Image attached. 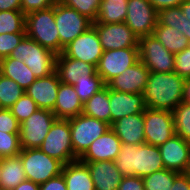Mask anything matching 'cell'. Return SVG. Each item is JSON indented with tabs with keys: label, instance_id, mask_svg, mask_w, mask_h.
<instances>
[{
	"label": "cell",
	"instance_id": "obj_1",
	"mask_svg": "<svg viewBox=\"0 0 190 190\" xmlns=\"http://www.w3.org/2000/svg\"><path fill=\"white\" fill-rule=\"evenodd\" d=\"M184 82L175 72H150L143 92L146 108L172 112L183 102Z\"/></svg>",
	"mask_w": 190,
	"mask_h": 190
},
{
	"label": "cell",
	"instance_id": "obj_53",
	"mask_svg": "<svg viewBox=\"0 0 190 190\" xmlns=\"http://www.w3.org/2000/svg\"><path fill=\"white\" fill-rule=\"evenodd\" d=\"M187 174H190V158H189V165H188V170L186 172Z\"/></svg>",
	"mask_w": 190,
	"mask_h": 190
},
{
	"label": "cell",
	"instance_id": "obj_13",
	"mask_svg": "<svg viewBox=\"0 0 190 190\" xmlns=\"http://www.w3.org/2000/svg\"><path fill=\"white\" fill-rule=\"evenodd\" d=\"M139 60L138 47H129L103 52L97 65V73L107 85L113 78L122 74Z\"/></svg>",
	"mask_w": 190,
	"mask_h": 190
},
{
	"label": "cell",
	"instance_id": "obj_44",
	"mask_svg": "<svg viewBox=\"0 0 190 190\" xmlns=\"http://www.w3.org/2000/svg\"><path fill=\"white\" fill-rule=\"evenodd\" d=\"M118 190H145L143 179L137 176H123Z\"/></svg>",
	"mask_w": 190,
	"mask_h": 190
},
{
	"label": "cell",
	"instance_id": "obj_19",
	"mask_svg": "<svg viewBox=\"0 0 190 190\" xmlns=\"http://www.w3.org/2000/svg\"><path fill=\"white\" fill-rule=\"evenodd\" d=\"M111 125L113 122L128 115L144 113L146 109L142 93H127L109 88Z\"/></svg>",
	"mask_w": 190,
	"mask_h": 190
},
{
	"label": "cell",
	"instance_id": "obj_36",
	"mask_svg": "<svg viewBox=\"0 0 190 190\" xmlns=\"http://www.w3.org/2000/svg\"><path fill=\"white\" fill-rule=\"evenodd\" d=\"M73 86L80 101L84 104L95 93L101 90L105 84L101 76L97 73L95 76H87V78L78 79Z\"/></svg>",
	"mask_w": 190,
	"mask_h": 190
},
{
	"label": "cell",
	"instance_id": "obj_42",
	"mask_svg": "<svg viewBox=\"0 0 190 190\" xmlns=\"http://www.w3.org/2000/svg\"><path fill=\"white\" fill-rule=\"evenodd\" d=\"M0 130L6 133H19L20 123L10 109L0 108Z\"/></svg>",
	"mask_w": 190,
	"mask_h": 190
},
{
	"label": "cell",
	"instance_id": "obj_14",
	"mask_svg": "<svg viewBox=\"0 0 190 190\" xmlns=\"http://www.w3.org/2000/svg\"><path fill=\"white\" fill-rule=\"evenodd\" d=\"M103 48L96 29L92 26L64 47L66 57L81 60L97 67Z\"/></svg>",
	"mask_w": 190,
	"mask_h": 190
},
{
	"label": "cell",
	"instance_id": "obj_40",
	"mask_svg": "<svg viewBox=\"0 0 190 190\" xmlns=\"http://www.w3.org/2000/svg\"><path fill=\"white\" fill-rule=\"evenodd\" d=\"M26 36V32L0 34V60L8 57Z\"/></svg>",
	"mask_w": 190,
	"mask_h": 190
},
{
	"label": "cell",
	"instance_id": "obj_21",
	"mask_svg": "<svg viewBox=\"0 0 190 190\" xmlns=\"http://www.w3.org/2000/svg\"><path fill=\"white\" fill-rule=\"evenodd\" d=\"M55 72L61 83L74 85L78 79L95 76L97 74V68L92 64L66 57L61 53L56 57Z\"/></svg>",
	"mask_w": 190,
	"mask_h": 190
},
{
	"label": "cell",
	"instance_id": "obj_43",
	"mask_svg": "<svg viewBox=\"0 0 190 190\" xmlns=\"http://www.w3.org/2000/svg\"><path fill=\"white\" fill-rule=\"evenodd\" d=\"M58 0H21V11L26 15L53 6Z\"/></svg>",
	"mask_w": 190,
	"mask_h": 190
},
{
	"label": "cell",
	"instance_id": "obj_18",
	"mask_svg": "<svg viewBox=\"0 0 190 190\" xmlns=\"http://www.w3.org/2000/svg\"><path fill=\"white\" fill-rule=\"evenodd\" d=\"M121 143L115 132L109 128L92 142L79 160L81 162L114 161L120 152Z\"/></svg>",
	"mask_w": 190,
	"mask_h": 190
},
{
	"label": "cell",
	"instance_id": "obj_12",
	"mask_svg": "<svg viewBox=\"0 0 190 190\" xmlns=\"http://www.w3.org/2000/svg\"><path fill=\"white\" fill-rule=\"evenodd\" d=\"M157 10L149 0H128L125 24L138 39L152 35L157 25Z\"/></svg>",
	"mask_w": 190,
	"mask_h": 190
},
{
	"label": "cell",
	"instance_id": "obj_34",
	"mask_svg": "<svg viewBox=\"0 0 190 190\" xmlns=\"http://www.w3.org/2000/svg\"><path fill=\"white\" fill-rule=\"evenodd\" d=\"M26 15L22 11H0V34L26 32Z\"/></svg>",
	"mask_w": 190,
	"mask_h": 190
},
{
	"label": "cell",
	"instance_id": "obj_35",
	"mask_svg": "<svg viewBox=\"0 0 190 190\" xmlns=\"http://www.w3.org/2000/svg\"><path fill=\"white\" fill-rule=\"evenodd\" d=\"M172 113L175 134L190 143V104L181 102Z\"/></svg>",
	"mask_w": 190,
	"mask_h": 190
},
{
	"label": "cell",
	"instance_id": "obj_7",
	"mask_svg": "<svg viewBox=\"0 0 190 190\" xmlns=\"http://www.w3.org/2000/svg\"><path fill=\"white\" fill-rule=\"evenodd\" d=\"M68 120L73 151L78 158L86 152L94 140L110 128V125L104 121L89 117L83 113Z\"/></svg>",
	"mask_w": 190,
	"mask_h": 190
},
{
	"label": "cell",
	"instance_id": "obj_6",
	"mask_svg": "<svg viewBox=\"0 0 190 190\" xmlns=\"http://www.w3.org/2000/svg\"><path fill=\"white\" fill-rule=\"evenodd\" d=\"M39 148L64 165L79 159L73 151L68 119H56Z\"/></svg>",
	"mask_w": 190,
	"mask_h": 190
},
{
	"label": "cell",
	"instance_id": "obj_23",
	"mask_svg": "<svg viewBox=\"0 0 190 190\" xmlns=\"http://www.w3.org/2000/svg\"><path fill=\"white\" fill-rule=\"evenodd\" d=\"M90 171L95 190H118L123 175L113 161L83 162Z\"/></svg>",
	"mask_w": 190,
	"mask_h": 190
},
{
	"label": "cell",
	"instance_id": "obj_49",
	"mask_svg": "<svg viewBox=\"0 0 190 190\" xmlns=\"http://www.w3.org/2000/svg\"><path fill=\"white\" fill-rule=\"evenodd\" d=\"M11 190H39V184L34 183L31 180H24L18 186Z\"/></svg>",
	"mask_w": 190,
	"mask_h": 190
},
{
	"label": "cell",
	"instance_id": "obj_11",
	"mask_svg": "<svg viewBox=\"0 0 190 190\" xmlns=\"http://www.w3.org/2000/svg\"><path fill=\"white\" fill-rule=\"evenodd\" d=\"M145 143L160 146L175 134L173 113L166 110H144Z\"/></svg>",
	"mask_w": 190,
	"mask_h": 190
},
{
	"label": "cell",
	"instance_id": "obj_48",
	"mask_svg": "<svg viewBox=\"0 0 190 190\" xmlns=\"http://www.w3.org/2000/svg\"><path fill=\"white\" fill-rule=\"evenodd\" d=\"M21 11V0H0V11Z\"/></svg>",
	"mask_w": 190,
	"mask_h": 190
},
{
	"label": "cell",
	"instance_id": "obj_52",
	"mask_svg": "<svg viewBox=\"0 0 190 190\" xmlns=\"http://www.w3.org/2000/svg\"><path fill=\"white\" fill-rule=\"evenodd\" d=\"M2 168H3V158L0 157V180H1Z\"/></svg>",
	"mask_w": 190,
	"mask_h": 190
},
{
	"label": "cell",
	"instance_id": "obj_24",
	"mask_svg": "<svg viewBox=\"0 0 190 190\" xmlns=\"http://www.w3.org/2000/svg\"><path fill=\"white\" fill-rule=\"evenodd\" d=\"M52 112L57 119H70L83 112V103L73 85L60 83L56 104Z\"/></svg>",
	"mask_w": 190,
	"mask_h": 190
},
{
	"label": "cell",
	"instance_id": "obj_29",
	"mask_svg": "<svg viewBox=\"0 0 190 190\" xmlns=\"http://www.w3.org/2000/svg\"><path fill=\"white\" fill-rule=\"evenodd\" d=\"M24 180L26 176L20 156L3 158L0 188L11 190Z\"/></svg>",
	"mask_w": 190,
	"mask_h": 190
},
{
	"label": "cell",
	"instance_id": "obj_25",
	"mask_svg": "<svg viewBox=\"0 0 190 190\" xmlns=\"http://www.w3.org/2000/svg\"><path fill=\"white\" fill-rule=\"evenodd\" d=\"M61 174L67 190H95L87 164L79 159L65 164Z\"/></svg>",
	"mask_w": 190,
	"mask_h": 190
},
{
	"label": "cell",
	"instance_id": "obj_41",
	"mask_svg": "<svg viewBox=\"0 0 190 190\" xmlns=\"http://www.w3.org/2000/svg\"><path fill=\"white\" fill-rule=\"evenodd\" d=\"M174 72L184 79L190 78V47L175 54Z\"/></svg>",
	"mask_w": 190,
	"mask_h": 190
},
{
	"label": "cell",
	"instance_id": "obj_8",
	"mask_svg": "<svg viewBox=\"0 0 190 190\" xmlns=\"http://www.w3.org/2000/svg\"><path fill=\"white\" fill-rule=\"evenodd\" d=\"M54 17L60 37V54L64 47L92 27L93 22L74 8L57 1L54 4Z\"/></svg>",
	"mask_w": 190,
	"mask_h": 190
},
{
	"label": "cell",
	"instance_id": "obj_26",
	"mask_svg": "<svg viewBox=\"0 0 190 190\" xmlns=\"http://www.w3.org/2000/svg\"><path fill=\"white\" fill-rule=\"evenodd\" d=\"M0 74L14 80L24 90L37 79L24 61L9 56L0 60Z\"/></svg>",
	"mask_w": 190,
	"mask_h": 190
},
{
	"label": "cell",
	"instance_id": "obj_38",
	"mask_svg": "<svg viewBox=\"0 0 190 190\" xmlns=\"http://www.w3.org/2000/svg\"><path fill=\"white\" fill-rule=\"evenodd\" d=\"M19 133H6L0 130V157H14L21 152Z\"/></svg>",
	"mask_w": 190,
	"mask_h": 190
},
{
	"label": "cell",
	"instance_id": "obj_51",
	"mask_svg": "<svg viewBox=\"0 0 190 190\" xmlns=\"http://www.w3.org/2000/svg\"><path fill=\"white\" fill-rule=\"evenodd\" d=\"M180 8L183 12V15L187 17L188 20H190V0H185L181 5Z\"/></svg>",
	"mask_w": 190,
	"mask_h": 190
},
{
	"label": "cell",
	"instance_id": "obj_45",
	"mask_svg": "<svg viewBox=\"0 0 190 190\" xmlns=\"http://www.w3.org/2000/svg\"><path fill=\"white\" fill-rule=\"evenodd\" d=\"M39 190H67L63 175L49 179L47 182L39 185Z\"/></svg>",
	"mask_w": 190,
	"mask_h": 190
},
{
	"label": "cell",
	"instance_id": "obj_46",
	"mask_svg": "<svg viewBox=\"0 0 190 190\" xmlns=\"http://www.w3.org/2000/svg\"><path fill=\"white\" fill-rule=\"evenodd\" d=\"M171 190H190V174L179 173L174 179Z\"/></svg>",
	"mask_w": 190,
	"mask_h": 190
},
{
	"label": "cell",
	"instance_id": "obj_22",
	"mask_svg": "<svg viewBox=\"0 0 190 190\" xmlns=\"http://www.w3.org/2000/svg\"><path fill=\"white\" fill-rule=\"evenodd\" d=\"M110 128L122 143L140 145L145 143L143 113L128 115L113 122Z\"/></svg>",
	"mask_w": 190,
	"mask_h": 190
},
{
	"label": "cell",
	"instance_id": "obj_15",
	"mask_svg": "<svg viewBox=\"0 0 190 190\" xmlns=\"http://www.w3.org/2000/svg\"><path fill=\"white\" fill-rule=\"evenodd\" d=\"M92 26L98 33L104 51L138 47V37L125 22L111 24L93 22Z\"/></svg>",
	"mask_w": 190,
	"mask_h": 190
},
{
	"label": "cell",
	"instance_id": "obj_20",
	"mask_svg": "<svg viewBox=\"0 0 190 190\" xmlns=\"http://www.w3.org/2000/svg\"><path fill=\"white\" fill-rule=\"evenodd\" d=\"M60 83L57 73L54 72L47 77L37 78L25 93L36 102L38 108L53 111Z\"/></svg>",
	"mask_w": 190,
	"mask_h": 190
},
{
	"label": "cell",
	"instance_id": "obj_9",
	"mask_svg": "<svg viewBox=\"0 0 190 190\" xmlns=\"http://www.w3.org/2000/svg\"><path fill=\"white\" fill-rule=\"evenodd\" d=\"M138 54L150 72H174L175 54L169 52L153 34L139 39Z\"/></svg>",
	"mask_w": 190,
	"mask_h": 190
},
{
	"label": "cell",
	"instance_id": "obj_16",
	"mask_svg": "<svg viewBox=\"0 0 190 190\" xmlns=\"http://www.w3.org/2000/svg\"><path fill=\"white\" fill-rule=\"evenodd\" d=\"M165 169L186 173L190 158V143L174 134L164 144L158 146Z\"/></svg>",
	"mask_w": 190,
	"mask_h": 190
},
{
	"label": "cell",
	"instance_id": "obj_37",
	"mask_svg": "<svg viewBox=\"0 0 190 190\" xmlns=\"http://www.w3.org/2000/svg\"><path fill=\"white\" fill-rule=\"evenodd\" d=\"M61 4L74 8L81 15L95 22L102 0H58Z\"/></svg>",
	"mask_w": 190,
	"mask_h": 190
},
{
	"label": "cell",
	"instance_id": "obj_17",
	"mask_svg": "<svg viewBox=\"0 0 190 190\" xmlns=\"http://www.w3.org/2000/svg\"><path fill=\"white\" fill-rule=\"evenodd\" d=\"M150 75L149 69L138 60L134 65L113 78L107 86L114 90L127 93H142Z\"/></svg>",
	"mask_w": 190,
	"mask_h": 190
},
{
	"label": "cell",
	"instance_id": "obj_31",
	"mask_svg": "<svg viewBox=\"0 0 190 190\" xmlns=\"http://www.w3.org/2000/svg\"><path fill=\"white\" fill-rule=\"evenodd\" d=\"M157 25L176 28L183 33L190 42V20L187 19L179 7H170L158 11Z\"/></svg>",
	"mask_w": 190,
	"mask_h": 190
},
{
	"label": "cell",
	"instance_id": "obj_3",
	"mask_svg": "<svg viewBox=\"0 0 190 190\" xmlns=\"http://www.w3.org/2000/svg\"><path fill=\"white\" fill-rule=\"evenodd\" d=\"M26 36L55 54H60V37L55 23L54 5L26 14Z\"/></svg>",
	"mask_w": 190,
	"mask_h": 190
},
{
	"label": "cell",
	"instance_id": "obj_50",
	"mask_svg": "<svg viewBox=\"0 0 190 190\" xmlns=\"http://www.w3.org/2000/svg\"><path fill=\"white\" fill-rule=\"evenodd\" d=\"M183 102L190 104V78L185 79V82H184Z\"/></svg>",
	"mask_w": 190,
	"mask_h": 190
},
{
	"label": "cell",
	"instance_id": "obj_30",
	"mask_svg": "<svg viewBox=\"0 0 190 190\" xmlns=\"http://www.w3.org/2000/svg\"><path fill=\"white\" fill-rule=\"evenodd\" d=\"M128 0H102L95 22L111 24L125 22Z\"/></svg>",
	"mask_w": 190,
	"mask_h": 190
},
{
	"label": "cell",
	"instance_id": "obj_28",
	"mask_svg": "<svg viewBox=\"0 0 190 190\" xmlns=\"http://www.w3.org/2000/svg\"><path fill=\"white\" fill-rule=\"evenodd\" d=\"M153 35L171 53L176 54L189 47L187 37L176 28L156 25Z\"/></svg>",
	"mask_w": 190,
	"mask_h": 190
},
{
	"label": "cell",
	"instance_id": "obj_33",
	"mask_svg": "<svg viewBox=\"0 0 190 190\" xmlns=\"http://www.w3.org/2000/svg\"><path fill=\"white\" fill-rule=\"evenodd\" d=\"M178 172L162 169L143 177L145 190H171Z\"/></svg>",
	"mask_w": 190,
	"mask_h": 190
},
{
	"label": "cell",
	"instance_id": "obj_5",
	"mask_svg": "<svg viewBox=\"0 0 190 190\" xmlns=\"http://www.w3.org/2000/svg\"><path fill=\"white\" fill-rule=\"evenodd\" d=\"M27 180L42 184L62 173L64 164L40 148L22 149L19 153Z\"/></svg>",
	"mask_w": 190,
	"mask_h": 190
},
{
	"label": "cell",
	"instance_id": "obj_2",
	"mask_svg": "<svg viewBox=\"0 0 190 190\" xmlns=\"http://www.w3.org/2000/svg\"><path fill=\"white\" fill-rule=\"evenodd\" d=\"M113 162L123 176L140 178L165 168L158 146L147 143H121L120 152Z\"/></svg>",
	"mask_w": 190,
	"mask_h": 190
},
{
	"label": "cell",
	"instance_id": "obj_27",
	"mask_svg": "<svg viewBox=\"0 0 190 190\" xmlns=\"http://www.w3.org/2000/svg\"><path fill=\"white\" fill-rule=\"evenodd\" d=\"M84 115L104 121L111 126L109 87L105 85L83 104Z\"/></svg>",
	"mask_w": 190,
	"mask_h": 190
},
{
	"label": "cell",
	"instance_id": "obj_10",
	"mask_svg": "<svg viewBox=\"0 0 190 190\" xmlns=\"http://www.w3.org/2000/svg\"><path fill=\"white\" fill-rule=\"evenodd\" d=\"M57 117L51 110L38 108L20 123L19 138L22 149L39 148Z\"/></svg>",
	"mask_w": 190,
	"mask_h": 190
},
{
	"label": "cell",
	"instance_id": "obj_47",
	"mask_svg": "<svg viewBox=\"0 0 190 190\" xmlns=\"http://www.w3.org/2000/svg\"><path fill=\"white\" fill-rule=\"evenodd\" d=\"M152 6L158 11L170 7H179L185 0H149Z\"/></svg>",
	"mask_w": 190,
	"mask_h": 190
},
{
	"label": "cell",
	"instance_id": "obj_39",
	"mask_svg": "<svg viewBox=\"0 0 190 190\" xmlns=\"http://www.w3.org/2000/svg\"><path fill=\"white\" fill-rule=\"evenodd\" d=\"M9 109L17 121L22 123L38 109V106L29 95L24 93Z\"/></svg>",
	"mask_w": 190,
	"mask_h": 190
},
{
	"label": "cell",
	"instance_id": "obj_4",
	"mask_svg": "<svg viewBox=\"0 0 190 190\" xmlns=\"http://www.w3.org/2000/svg\"><path fill=\"white\" fill-rule=\"evenodd\" d=\"M9 57L24 61L36 78H44L55 72L57 54L27 36L20 41Z\"/></svg>",
	"mask_w": 190,
	"mask_h": 190
},
{
	"label": "cell",
	"instance_id": "obj_32",
	"mask_svg": "<svg viewBox=\"0 0 190 190\" xmlns=\"http://www.w3.org/2000/svg\"><path fill=\"white\" fill-rule=\"evenodd\" d=\"M24 93L14 80L0 74V108L9 109Z\"/></svg>",
	"mask_w": 190,
	"mask_h": 190
}]
</instances>
